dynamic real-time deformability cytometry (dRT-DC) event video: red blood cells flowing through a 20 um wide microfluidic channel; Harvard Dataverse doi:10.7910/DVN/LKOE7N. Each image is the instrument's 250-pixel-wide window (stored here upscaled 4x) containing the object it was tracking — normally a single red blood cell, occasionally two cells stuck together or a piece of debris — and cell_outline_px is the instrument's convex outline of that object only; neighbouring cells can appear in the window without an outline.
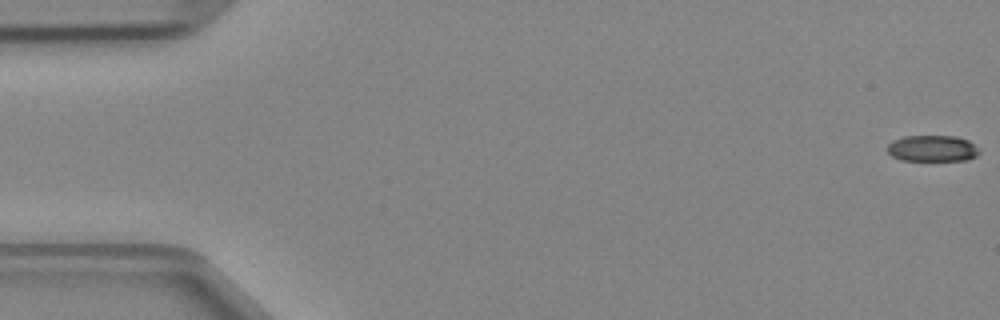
{"species": "Egyptian fruit bat (a non-hibernating species)", "species_latin": "Rousettus aegyptiacus", "temperature_condition": "cold", "stored_images_in_passage": 6, "camera_frame_rate_fps": 3000, "um_per_image_px": 0.085, "animal": {"sex": "female"}, "frame": {"image": 1, "passage_image": 1, "time_ms": 0.0, "image_size_px": [1000, 320], "cell_outline_px": [[980, 152], [976, 156], [964, 160], [900, 160], [892, 156], [888, 152], [888, 144], [892, 140], [904, 136], [956, 136], [968, 140], [980, 148]], "centroid_in_image_um": [79.26, 12.61], "position_along_channel_um": 5.7, "area_um2": 14.1}}
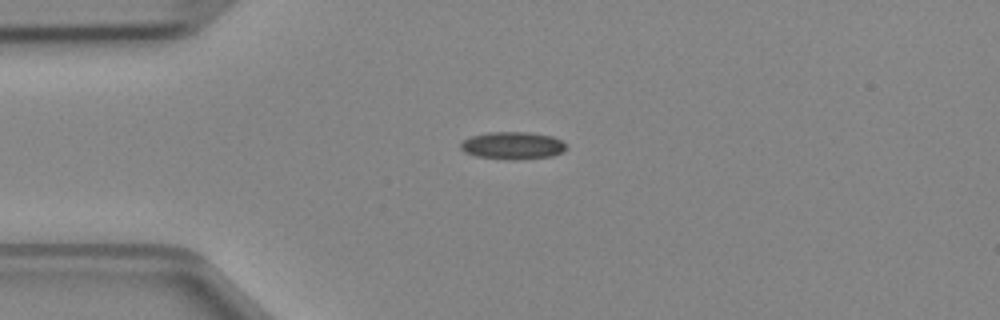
{"frame": {"image": 2, "passage_image": 4, "time_ms": 1.0, "image_size_px": [1000, 320], "cell_outline_px": [[568, 148], [552, 156], [516, 160], [504, 160], [476, 156], [464, 152], [460, 148], [460, 144], [464, 140], [472, 136], [488, 132], [528, 132], [552, 136], [560, 140]], "centroid_in_image_um": [43.55, 12.38], "position_along_channel_um": 41.4, "area_um2": 16.94}}